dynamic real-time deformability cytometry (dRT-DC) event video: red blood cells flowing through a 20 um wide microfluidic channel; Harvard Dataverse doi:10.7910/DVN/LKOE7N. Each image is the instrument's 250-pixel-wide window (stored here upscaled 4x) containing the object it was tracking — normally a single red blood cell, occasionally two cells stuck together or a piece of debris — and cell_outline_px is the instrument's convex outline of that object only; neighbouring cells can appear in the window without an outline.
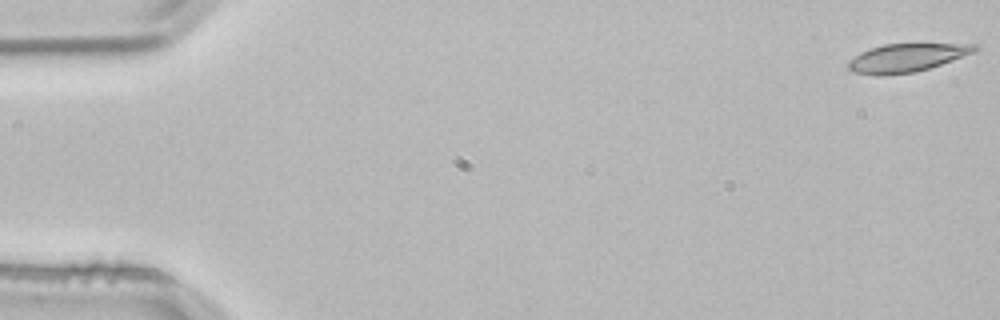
{"species": "common noctule bat (a hibernating species)", "species_latin": "Nyctalus noctula", "temperature_condition": "room temperature", "stored_images_in_passage": 4, "camera_frame_rate_fps": 3000, "um_per_image_px": 0.085, "animal": {"sex": "male", "body_mass_g": 21.5, "forearm_length_mm": 52.0}, "frame": {"image": 1, "passage_image": 1, "time_ms": 0.0, "image_size_px": [1000, 320], "cell_outline_px": [[980, 48], [972, 52], [940, 64], [916, 72], [880, 76], [876, 76], [852, 72], [848, 68], [848, 60], [860, 52], [884, 44], [976, 44]], "centroid_in_image_um": [76.98, 4.92], "position_along_channel_um": 8.0, "area_um2": 20.63}}
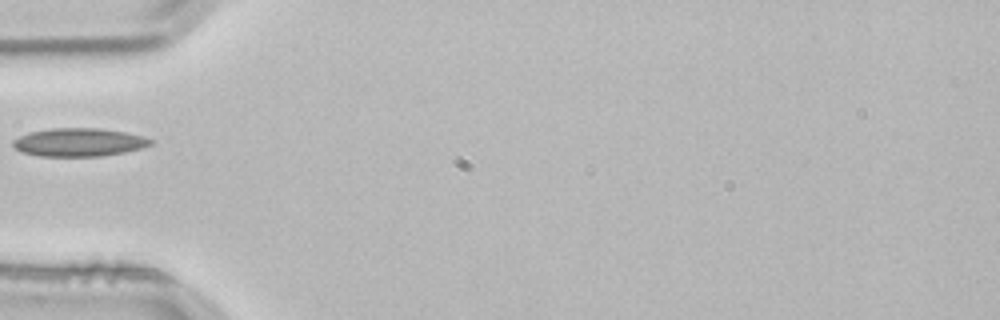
{"frame": {"image": 2, "passage_image": 4, "time_ms": 1.0, "image_size_px": [1000, 320], "cell_outline_px": [[156, 140], [152, 144], [140, 148], [124, 152], [100, 156], [40, 156], [20, 152], [12, 144], [12, 140], [28, 132], [52, 128], [100, 128], [124, 132], [144, 136]], "centroid_in_image_um": [6.71, 12.09], "position_along_channel_um": 78.3, "area_um2": 22.72}}